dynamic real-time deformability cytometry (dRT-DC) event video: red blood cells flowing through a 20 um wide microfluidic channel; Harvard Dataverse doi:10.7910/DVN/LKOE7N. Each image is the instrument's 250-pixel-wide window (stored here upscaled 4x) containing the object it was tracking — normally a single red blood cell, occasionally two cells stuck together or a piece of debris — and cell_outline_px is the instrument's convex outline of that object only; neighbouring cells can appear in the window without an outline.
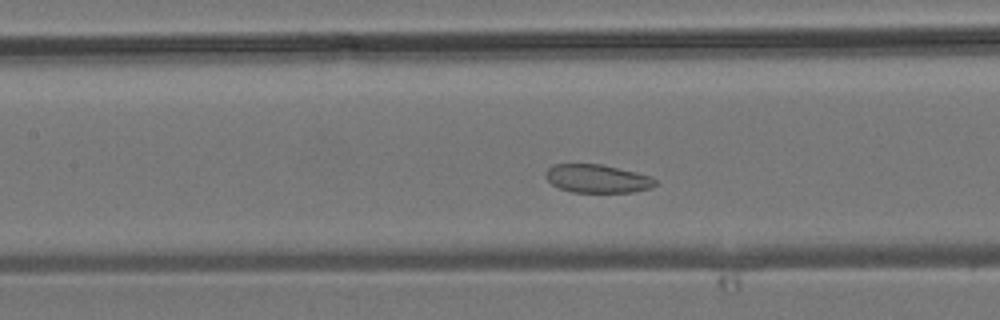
{"species": "common noctule bat (a hibernating species)", "species_latin": "Nyctalus noctula", "temperature_condition": "room temperature", "stored_images_in_passage": 41, "camera_frame_rate_fps": 3000, "um_per_image_px": 0.085, "animal": {"sex": "male", "body_mass_g": 19.2, "forearm_length_mm": 51.8}, "frame": {"image": 1, "passage_image": 16, "time_ms": 5.0, "image_size_px": [1000, 320], "cell_outline_px": [[656, 184], [652, 188], [632, 192], [572, 192], [560, 188], [552, 184], [544, 176], [548, 168], [552, 164], [604, 164], [652, 176], [656, 180]], "centroid_in_image_um": [50.79, 15.18], "position_along_channel_um": 156.6, "area_um2": 18.21}}
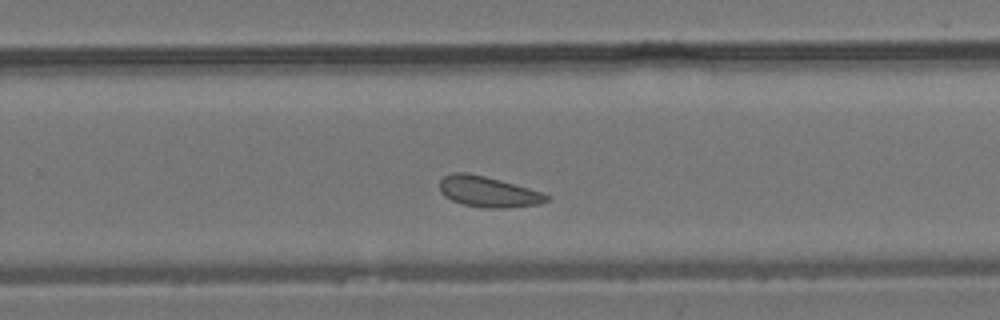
{"frame": {"image": 2, "passage_image": 25, "time_ms": 8.0, "image_size_px": [1000, 320], "cell_outline_px": [[548, 200], [540, 204], [508, 208], [484, 208], [464, 204], [452, 200], [444, 196], [440, 192], [440, 180], [444, 176], [452, 172], [468, 172], [500, 180], [544, 192], [548, 196]], "centroid_in_image_um": [41.49, 16.3], "position_along_channel_um": 288.3, "area_um2": 19.19}}
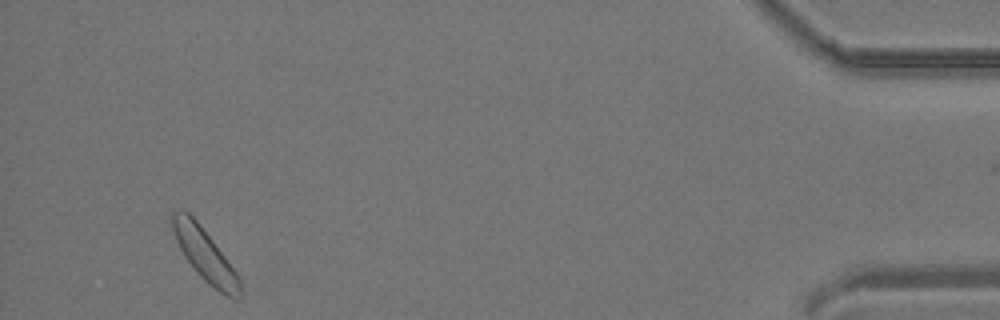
{"frame": {"image": 3, "passage_image": 39, "time_ms": 12.667, "image_size_px": [1000, 320], "cell_outline_px": [[244, 292], [240, 300], [228, 296], [220, 292], [208, 284], [196, 272], [184, 256], [176, 240], [168, 220], [168, 216], [172, 208], [184, 208], [196, 220], [212, 240], [240, 276]], "centroid_in_image_um": [17.39, 21.62], "position_along_channel_um": 417.8, "area_um2": 21.27}}